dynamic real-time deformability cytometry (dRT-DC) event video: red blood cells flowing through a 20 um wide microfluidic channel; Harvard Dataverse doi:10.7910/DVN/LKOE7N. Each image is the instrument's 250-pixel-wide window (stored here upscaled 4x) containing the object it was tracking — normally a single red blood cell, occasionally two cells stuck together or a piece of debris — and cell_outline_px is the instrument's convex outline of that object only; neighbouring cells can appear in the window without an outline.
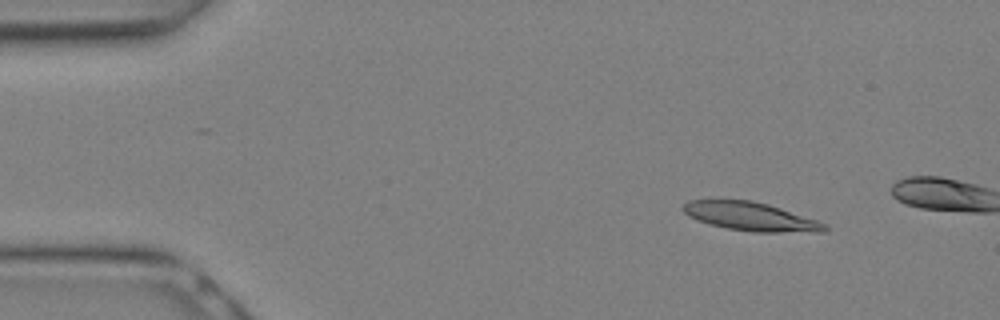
{"species": "Egyptian fruit bat (a non-hibernating species)", "species_latin": "Rousettus aegyptiacus", "temperature_condition": "warm", "stored_images_in_passage": 7, "camera_frame_rate_fps": 3000, "um_per_image_px": 0.085, "animal": {"sex": "female"}, "frame": {"image": 1, "passage_image": 3, "time_ms": 0.667, "image_size_px": [1000, 320], "cell_outline_px": [[828, 228], [824, 232], [752, 232], [728, 228], [708, 224], [696, 220], [688, 216], [680, 208], [688, 200], [752, 200], [768, 204], [828, 224]], "centroid_in_image_um": [63.78, 18.41], "position_along_channel_um": 21.2, "area_um2": 23.58}}